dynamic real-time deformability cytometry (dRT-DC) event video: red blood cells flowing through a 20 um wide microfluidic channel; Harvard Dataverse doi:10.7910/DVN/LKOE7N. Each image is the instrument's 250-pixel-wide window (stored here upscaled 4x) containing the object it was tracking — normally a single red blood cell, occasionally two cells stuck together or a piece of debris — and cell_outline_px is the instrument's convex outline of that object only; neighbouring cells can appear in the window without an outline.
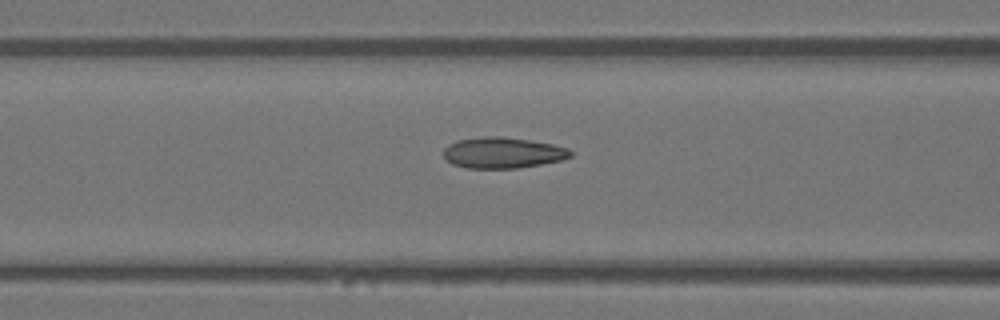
{"species": "Egyptian fruit bat (a non-hibernating species)", "species_latin": "Rousettus aegyptiacus", "temperature_condition": "warm", "stored_images_in_passage": 12, "camera_frame_rate_fps": 3000, "um_per_image_px": 0.085, "animal": {"sex": "female"}, "frame": {"image": 1, "passage_image": 10, "time_ms": 3.0, "image_size_px": [1000, 320], "cell_outline_px": [[572, 156], [560, 160], [540, 164], [516, 168], [468, 168], [452, 164], [444, 156], [444, 148], [448, 144], [460, 140], [484, 136], [500, 136], [528, 140], [552, 144], [568, 148], [572, 152]], "centroid_in_image_um": [42.73, 12.98], "position_along_channel_um": 123.9, "area_um2": 22.66}}